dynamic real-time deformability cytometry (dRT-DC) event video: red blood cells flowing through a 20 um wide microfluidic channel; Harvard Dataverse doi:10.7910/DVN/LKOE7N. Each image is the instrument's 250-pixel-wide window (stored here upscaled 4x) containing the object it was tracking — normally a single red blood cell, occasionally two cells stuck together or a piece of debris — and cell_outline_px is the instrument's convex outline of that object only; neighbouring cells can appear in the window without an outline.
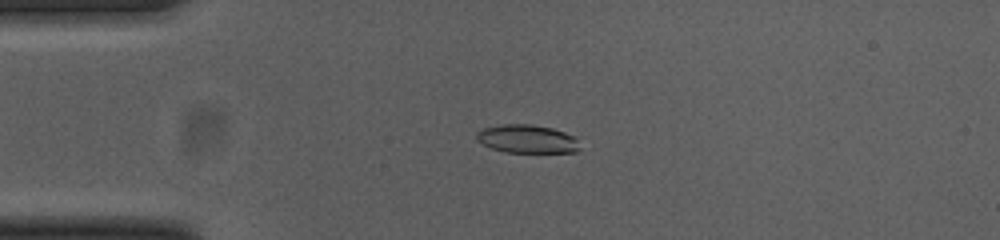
{"species": "common noctule bat (a hibernating species)", "species_latin": "Nyctalus noctula", "temperature_condition": "cold", "stored_images_in_passage": 55, "camera_frame_rate_fps": 3000, "um_per_image_px": 0.085, "animal": {"sex": "female", "body_mass_g": 23.0, "forearm_length_mm": 53.4}, "frame": {"image": 1, "passage_image": 13, "time_ms": 4.0, "image_size_px": [1000, 240], "cell_outline_px": [[580, 148], [576, 152], [504, 152], [492, 148], [476, 140], [476, 132], [484, 128], [500, 124], [532, 124], [552, 128], [576, 136]], "centroid_in_image_um": [44.81, 11.8], "position_along_channel_um": 40.2, "area_um2": 17.11}}
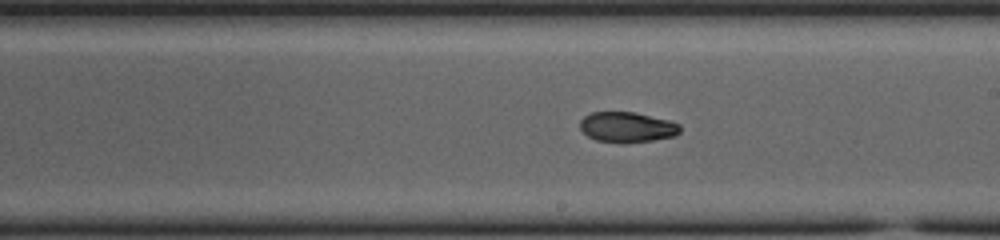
{"frame": {"image": 2, "passage_image": 31, "time_ms": 10.0, "image_size_px": [1000, 240], "cell_outline_px": [[680, 132], [676, 136], [652, 140], [624, 144], [596, 140], [588, 136], [580, 128], [580, 120], [584, 116], [592, 112], [632, 112], [668, 120], [680, 124]], "centroid_in_image_um": [53.3, 10.82], "position_along_channel_um": 235.7, "area_um2": 17.74}}
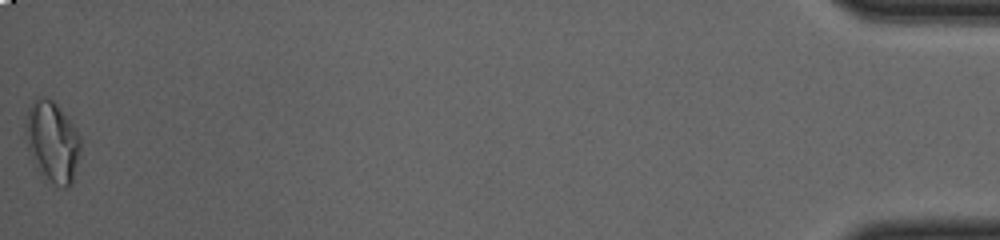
{"frame": {"image": 3, "passage_image": 55, "time_ms": 18.0, "image_size_px": [1000, 240], "cell_outline_px": [[80, 152], [72, 184], [68, 188], [60, 188], [40, 168], [28, 148], [24, 124], [28, 108], [40, 96], [52, 100], [60, 108], [76, 128], [80, 136]], "centroid_in_image_um": [4.48, 12.0], "position_along_channel_um": 430.7, "area_um2": 25.14}, "authors_computed_cell_mechanics": {"area_um2": 18.6694, "velocity_mm_per_s": 3.7005, "shape_relaxation_time_tau1_ms": null, "shape_relaxation_time_tau2_ms": 2.9129, "deformation_change_tau1": null, "deformation_change_tau2": 0.0686}}